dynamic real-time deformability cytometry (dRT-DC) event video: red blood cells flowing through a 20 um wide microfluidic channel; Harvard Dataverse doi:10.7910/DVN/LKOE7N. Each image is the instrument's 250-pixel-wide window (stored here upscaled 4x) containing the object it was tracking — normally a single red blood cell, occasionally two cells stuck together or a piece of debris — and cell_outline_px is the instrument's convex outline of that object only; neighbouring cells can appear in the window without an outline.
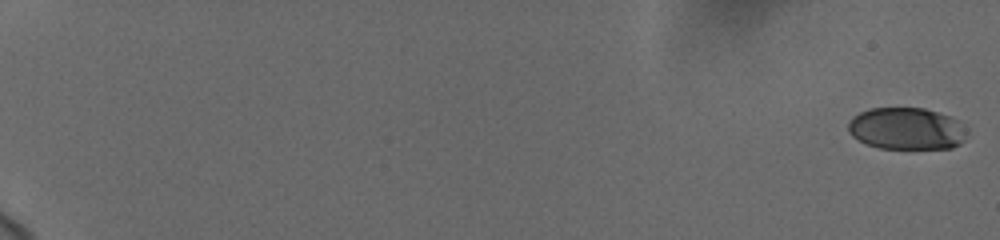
{"species": "human", "species_latin": "Homo sapiens", "temperature_condition": "cold", "stored_images_in_passage": 9, "camera_frame_rate_fps": 3000, "um_per_image_px": 0.085, "donor": {"sex": "female"}, "frame": {"image": 1, "passage_image": 1, "time_ms": 0.0, "image_size_px": [1000, 240], "cell_outline_px": [[968, 132], [964, 140], [960, 144], [952, 148], [880, 148], [864, 144], [852, 136], [848, 132], [848, 124], [852, 116], [860, 112], [872, 108], [924, 108], [948, 116], [956, 120]], "centroid_in_image_um": [77.02, 10.94], "position_along_channel_um": 8.0, "area_um2": 29.02}}
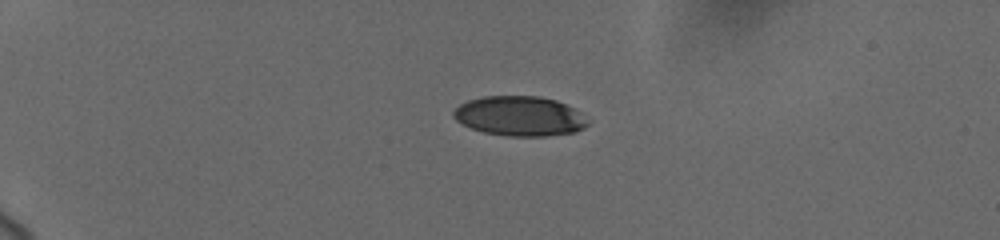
{"frame": {"image": 2, "passage_image": 6, "time_ms": 5.333, "image_size_px": [1000, 240], "cell_outline_px": [[588, 124], [584, 128], [576, 132], [544, 136], [508, 136], [484, 132], [472, 128], [456, 120], [452, 116], [452, 112], [460, 104], [468, 100], [484, 96], [540, 96], [556, 100], [572, 108], [588, 120]], "centroid_in_image_um": [44.15, 9.87], "position_along_channel_um": 40.8, "area_um2": 30.92}}
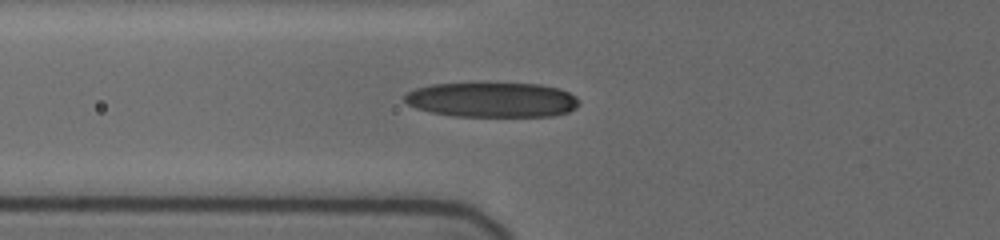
{"frame": {"image": 3, "passage_image": 9, "time_ms": 8.333, "image_size_px": [1000, 240], "cell_outline_px": [[580, 104], [576, 108], [568, 112], [552, 116], [452, 116], [432, 112], [416, 108], [408, 104], [404, 100], [404, 96], [408, 92], [416, 88], [432, 84], [540, 84], [560, 88], [576, 96], [580, 100]], "centroid_in_image_um": [41.87, 8.49], "position_along_channel_um": 83.9, "area_um2": 35.37}}